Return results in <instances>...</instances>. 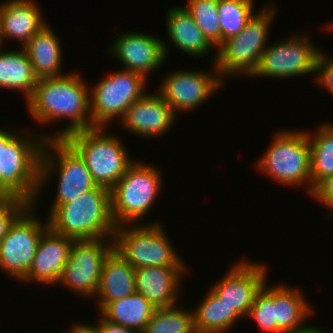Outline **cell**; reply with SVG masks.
Wrapping results in <instances>:
<instances>
[{
	"label": "cell",
	"instance_id": "6da1fadb",
	"mask_svg": "<svg viewBox=\"0 0 333 333\" xmlns=\"http://www.w3.org/2000/svg\"><path fill=\"white\" fill-rule=\"evenodd\" d=\"M80 73L60 77L39 78L31 97L26 101L30 116L40 124L67 119L65 128L47 134V139L65 138L68 134L92 128L90 86Z\"/></svg>",
	"mask_w": 333,
	"mask_h": 333
},
{
	"label": "cell",
	"instance_id": "7a4b0ae2",
	"mask_svg": "<svg viewBox=\"0 0 333 333\" xmlns=\"http://www.w3.org/2000/svg\"><path fill=\"white\" fill-rule=\"evenodd\" d=\"M47 220L52 231L73 240L113 238L117 227L111 213L110 189L100 185L59 205Z\"/></svg>",
	"mask_w": 333,
	"mask_h": 333
},
{
	"label": "cell",
	"instance_id": "3957f363",
	"mask_svg": "<svg viewBox=\"0 0 333 333\" xmlns=\"http://www.w3.org/2000/svg\"><path fill=\"white\" fill-rule=\"evenodd\" d=\"M17 132L8 142H0V192L9 198H21L34 204L38 197L41 153L47 134Z\"/></svg>",
	"mask_w": 333,
	"mask_h": 333
},
{
	"label": "cell",
	"instance_id": "277c9868",
	"mask_svg": "<svg viewBox=\"0 0 333 333\" xmlns=\"http://www.w3.org/2000/svg\"><path fill=\"white\" fill-rule=\"evenodd\" d=\"M277 6L266 3L256 11L245 28L236 36L224 41L213 55V62L220 78L225 83L234 76L251 77L257 69L262 53L268 46L271 24L277 16Z\"/></svg>",
	"mask_w": 333,
	"mask_h": 333
},
{
	"label": "cell",
	"instance_id": "5b68a950",
	"mask_svg": "<svg viewBox=\"0 0 333 333\" xmlns=\"http://www.w3.org/2000/svg\"><path fill=\"white\" fill-rule=\"evenodd\" d=\"M53 174H58L57 193L48 214L59 205L70 202L97 186L83 158L64 138H51L44 141L40 161L38 197L33 204L35 207L39 202L41 191L42 193L45 191V186L48 185Z\"/></svg>",
	"mask_w": 333,
	"mask_h": 333
},
{
	"label": "cell",
	"instance_id": "8992f818",
	"mask_svg": "<svg viewBox=\"0 0 333 333\" xmlns=\"http://www.w3.org/2000/svg\"><path fill=\"white\" fill-rule=\"evenodd\" d=\"M105 131H108L105 127H94L72 132L64 139L83 158L93 181L111 190L134 158L121 136Z\"/></svg>",
	"mask_w": 333,
	"mask_h": 333
},
{
	"label": "cell",
	"instance_id": "52a82bcc",
	"mask_svg": "<svg viewBox=\"0 0 333 333\" xmlns=\"http://www.w3.org/2000/svg\"><path fill=\"white\" fill-rule=\"evenodd\" d=\"M278 130L266 152L256 161L263 175L284 187L307 186L311 196L310 144L307 130Z\"/></svg>",
	"mask_w": 333,
	"mask_h": 333
},
{
	"label": "cell",
	"instance_id": "ba28073f",
	"mask_svg": "<svg viewBox=\"0 0 333 333\" xmlns=\"http://www.w3.org/2000/svg\"><path fill=\"white\" fill-rule=\"evenodd\" d=\"M162 172L156 165L134 160L110 190L111 213L116 226L141 224L162 189ZM140 221V222H139Z\"/></svg>",
	"mask_w": 333,
	"mask_h": 333
},
{
	"label": "cell",
	"instance_id": "9c48e42d",
	"mask_svg": "<svg viewBox=\"0 0 333 333\" xmlns=\"http://www.w3.org/2000/svg\"><path fill=\"white\" fill-rule=\"evenodd\" d=\"M166 234L159 222L120 225L115 229L114 249L135 269L186 266Z\"/></svg>",
	"mask_w": 333,
	"mask_h": 333
},
{
	"label": "cell",
	"instance_id": "30bf717a",
	"mask_svg": "<svg viewBox=\"0 0 333 333\" xmlns=\"http://www.w3.org/2000/svg\"><path fill=\"white\" fill-rule=\"evenodd\" d=\"M147 81L140 73L119 69L90 86L92 128L120 121L128 107L147 93Z\"/></svg>",
	"mask_w": 333,
	"mask_h": 333
},
{
	"label": "cell",
	"instance_id": "8fae6325",
	"mask_svg": "<svg viewBox=\"0 0 333 333\" xmlns=\"http://www.w3.org/2000/svg\"><path fill=\"white\" fill-rule=\"evenodd\" d=\"M35 209L30 204L0 241V269L20 282L27 276L41 235L48 228V220H39Z\"/></svg>",
	"mask_w": 333,
	"mask_h": 333
},
{
	"label": "cell",
	"instance_id": "7c38bea8",
	"mask_svg": "<svg viewBox=\"0 0 333 333\" xmlns=\"http://www.w3.org/2000/svg\"><path fill=\"white\" fill-rule=\"evenodd\" d=\"M309 35L293 33L267 46L252 78H294L315 74L320 48L308 38Z\"/></svg>",
	"mask_w": 333,
	"mask_h": 333
},
{
	"label": "cell",
	"instance_id": "4fadbf2b",
	"mask_svg": "<svg viewBox=\"0 0 333 333\" xmlns=\"http://www.w3.org/2000/svg\"><path fill=\"white\" fill-rule=\"evenodd\" d=\"M113 249V238L74 240L57 285L66 287L77 296L93 299L99 286L103 264Z\"/></svg>",
	"mask_w": 333,
	"mask_h": 333
},
{
	"label": "cell",
	"instance_id": "5bb4252c",
	"mask_svg": "<svg viewBox=\"0 0 333 333\" xmlns=\"http://www.w3.org/2000/svg\"><path fill=\"white\" fill-rule=\"evenodd\" d=\"M211 70H177L165 74L158 86V94L168 103L178 115L196 110L205 101L223 88L220 78L213 63Z\"/></svg>",
	"mask_w": 333,
	"mask_h": 333
},
{
	"label": "cell",
	"instance_id": "9a60e30c",
	"mask_svg": "<svg viewBox=\"0 0 333 333\" xmlns=\"http://www.w3.org/2000/svg\"><path fill=\"white\" fill-rule=\"evenodd\" d=\"M232 265L209 289L242 318H247L256 293L268 279V268L265 263L246 259Z\"/></svg>",
	"mask_w": 333,
	"mask_h": 333
},
{
	"label": "cell",
	"instance_id": "2e32d148",
	"mask_svg": "<svg viewBox=\"0 0 333 333\" xmlns=\"http://www.w3.org/2000/svg\"><path fill=\"white\" fill-rule=\"evenodd\" d=\"M108 49L109 54L124 65V70L140 73L146 78L163 66L169 54L163 38L132 30L116 35Z\"/></svg>",
	"mask_w": 333,
	"mask_h": 333
},
{
	"label": "cell",
	"instance_id": "e0dca14e",
	"mask_svg": "<svg viewBox=\"0 0 333 333\" xmlns=\"http://www.w3.org/2000/svg\"><path fill=\"white\" fill-rule=\"evenodd\" d=\"M177 114L156 92H147L132 103L118 122L131 135L143 138L164 136L175 124Z\"/></svg>",
	"mask_w": 333,
	"mask_h": 333
},
{
	"label": "cell",
	"instance_id": "ac0fdd59",
	"mask_svg": "<svg viewBox=\"0 0 333 333\" xmlns=\"http://www.w3.org/2000/svg\"><path fill=\"white\" fill-rule=\"evenodd\" d=\"M73 242V239L57 234L48 227L41 235L29 272L21 282L57 285Z\"/></svg>",
	"mask_w": 333,
	"mask_h": 333
},
{
	"label": "cell",
	"instance_id": "d6986e66",
	"mask_svg": "<svg viewBox=\"0 0 333 333\" xmlns=\"http://www.w3.org/2000/svg\"><path fill=\"white\" fill-rule=\"evenodd\" d=\"M186 269V266H146L136 268V292L143 295L156 308L177 305Z\"/></svg>",
	"mask_w": 333,
	"mask_h": 333
},
{
	"label": "cell",
	"instance_id": "ffe728a7",
	"mask_svg": "<svg viewBox=\"0 0 333 333\" xmlns=\"http://www.w3.org/2000/svg\"><path fill=\"white\" fill-rule=\"evenodd\" d=\"M35 0H6L0 3V46L5 39L23 47L48 21ZM10 38V39H9Z\"/></svg>",
	"mask_w": 333,
	"mask_h": 333
},
{
	"label": "cell",
	"instance_id": "44dd1931",
	"mask_svg": "<svg viewBox=\"0 0 333 333\" xmlns=\"http://www.w3.org/2000/svg\"><path fill=\"white\" fill-rule=\"evenodd\" d=\"M294 288V289H293ZM286 284L273 285V306L277 325L285 333H319V327L307 325L312 317V304L303 295L302 289Z\"/></svg>",
	"mask_w": 333,
	"mask_h": 333
},
{
	"label": "cell",
	"instance_id": "7402d4cb",
	"mask_svg": "<svg viewBox=\"0 0 333 333\" xmlns=\"http://www.w3.org/2000/svg\"><path fill=\"white\" fill-rule=\"evenodd\" d=\"M136 292L135 268L115 249L105 259L95 295L97 310L107 303L123 299Z\"/></svg>",
	"mask_w": 333,
	"mask_h": 333
},
{
	"label": "cell",
	"instance_id": "603a6c76",
	"mask_svg": "<svg viewBox=\"0 0 333 333\" xmlns=\"http://www.w3.org/2000/svg\"><path fill=\"white\" fill-rule=\"evenodd\" d=\"M165 15L170 43L172 42L177 50L193 58H203L206 53L215 49L195 24L185 6L171 7Z\"/></svg>",
	"mask_w": 333,
	"mask_h": 333
},
{
	"label": "cell",
	"instance_id": "cb8c5ba5",
	"mask_svg": "<svg viewBox=\"0 0 333 333\" xmlns=\"http://www.w3.org/2000/svg\"><path fill=\"white\" fill-rule=\"evenodd\" d=\"M60 42L59 36L47 23L23 46L38 79L65 75L62 72L63 52Z\"/></svg>",
	"mask_w": 333,
	"mask_h": 333
},
{
	"label": "cell",
	"instance_id": "d4e9b609",
	"mask_svg": "<svg viewBox=\"0 0 333 333\" xmlns=\"http://www.w3.org/2000/svg\"><path fill=\"white\" fill-rule=\"evenodd\" d=\"M2 49L3 46H0V89L21 92L27 101L38 81L29 56L23 47L8 51Z\"/></svg>",
	"mask_w": 333,
	"mask_h": 333
},
{
	"label": "cell",
	"instance_id": "484cf974",
	"mask_svg": "<svg viewBox=\"0 0 333 333\" xmlns=\"http://www.w3.org/2000/svg\"><path fill=\"white\" fill-rule=\"evenodd\" d=\"M156 309L143 295L135 292L123 299L107 303L98 314L114 324L142 333Z\"/></svg>",
	"mask_w": 333,
	"mask_h": 333
},
{
	"label": "cell",
	"instance_id": "4316f807",
	"mask_svg": "<svg viewBox=\"0 0 333 333\" xmlns=\"http://www.w3.org/2000/svg\"><path fill=\"white\" fill-rule=\"evenodd\" d=\"M196 333H228L242 317L226 303L222 302L211 290L193 309ZM234 325V326H233Z\"/></svg>",
	"mask_w": 333,
	"mask_h": 333
},
{
	"label": "cell",
	"instance_id": "83f0119b",
	"mask_svg": "<svg viewBox=\"0 0 333 333\" xmlns=\"http://www.w3.org/2000/svg\"><path fill=\"white\" fill-rule=\"evenodd\" d=\"M307 135L310 144L311 195L325 178L333 175V122L320 124Z\"/></svg>",
	"mask_w": 333,
	"mask_h": 333
},
{
	"label": "cell",
	"instance_id": "f1b7e54d",
	"mask_svg": "<svg viewBox=\"0 0 333 333\" xmlns=\"http://www.w3.org/2000/svg\"><path fill=\"white\" fill-rule=\"evenodd\" d=\"M189 308L178 305L157 308L142 333H196L193 310Z\"/></svg>",
	"mask_w": 333,
	"mask_h": 333
},
{
	"label": "cell",
	"instance_id": "f546056e",
	"mask_svg": "<svg viewBox=\"0 0 333 333\" xmlns=\"http://www.w3.org/2000/svg\"><path fill=\"white\" fill-rule=\"evenodd\" d=\"M254 0H219L218 16L221 25V44L238 35L256 13Z\"/></svg>",
	"mask_w": 333,
	"mask_h": 333
},
{
	"label": "cell",
	"instance_id": "4dcf8cb0",
	"mask_svg": "<svg viewBox=\"0 0 333 333\" xmlns=\"http://www.w3.org/2000/svg\"><path fill=\"white\" fill-rule=\"evenodd\" d=\"M186 10L207 40L215 47L221 45V25L218 16L219 0H187Z\"/></svg>",
	"mask_w": 333,
	"mask_h": 333
},
{
	"label": "cell",
	"instance_id": "1f68e13d",
	"mask_svg": "<svg viewBox=\"0 0 333 333\" xmlns=\"http://www.w3.org/2000/svg\"><path fill=\"white\" fill-rule=\"evenodd\" d=\"M268 280L256 293L251 306L248 319H252L264 333H285L275 320L273 306V286H269Z\"/></svg>",
	"mask_w": 333,
	"mask_h": 333
},
{
	"label": "cell",
	"instance_id": "d6a6232c",
	"mask_svg": "<svg viewBox=\"0 0 333 333\" xmlns=\"http://www.w3.org/2000/svg\"><path fill=\"white\" fill-rule=\"evenodd\" d=\"M30 205L21 198H9L0 207V241L7 234L15 219Z\"/></svg>",
	"mask_w": 333,
	"mask_h": 333
},
{
	"label": "cell",
	"instance_id": "836d02e7",
	"mask_svg": "<svg viewBox=\"0 0 333 333\" xmlns=\"http://www.w3.org/2000/svg\"><path fill=\"white\" fill-rule=\"evenodd\" d=\"M320 50L317 60L315 75L316 83L322 86L333 96V56Z\"/></svg>",
	"mask_w": 333,
	"mask_h": 333
},
{
	"label": "cell",
	"instance_id": "e575fe53",
	"mask_svg": "<svg viewBox=\"0 0 333 333\" xmlns=\"http://www.w3.org/2000/svg\"><path fill=\"white\" fill-rule=\"evenodd\" d=\"M311 198L323 204L329 212L328 219L333 218V175L322 180L313 190Z\"/></svg>",
	"mask_w": 333,
	"mask_h": 333
},
{
	"label": "cell",
	"instance_id": "d590c367",
	"mask_svg": "<svg viewBox=\"0 0 333 333\" xmlns=\"http://www.w3.org/2000/svg\"><path fill=\"white\" fill-rule=\"evenodd\" d=\"M98 317L99 319L96 321L98 326V333H141L135 329H130L118 324H114L104 319L100 314Z\"/></svg>",
	"mask_w": 333,
	"mask_h": 333
},
{
	"label": "cell",
	"instance_id": "8d00e7d4",
	"mask_svg": "<svg viewBox=\"0 0 333 333\" xmlns=\"http://www.w3.org/2000/svg\"><path fill=\"white\" fill-rule=\"evenodd\" d=\"M62 333H98V326L97 324H89V323H82L79 321L77 324H73L69 327L68 331Z\"/></svg>",
	"mask_w": 333,
	"mask_h": 333
},
{
	"label": "cell",
	"instance_id": "74e56055",
	"mask_svg": "<svg viewBox=\"0 0 333 333\" xmlns=\"http://www.w3.org/2000/svg\"><path fill=\"white\" fill-rule=\"evenodd\" d=\"M17 132L0 128V142H8Z\"/></svg>",
	"mask_w": 333,
	"mask_h": 333
},
{
	"label": "cell",
	"instance_id": "f35d334b",
	"mask_svg": "<svg viewBox=\"0 0 333 333\" xmlns=\"http://www.w3.org/2000/svg\"><path fill=\"white\" fill-rule=\"evenodd\" d=\"M9 199V197L0 192V207Z\"/></svg>",
	"mask_w": 333,
	"mask_h": 333
},
{
	"label": "cell",
	"instance_id": "ab89813d",
	"mask_svg": "<svg viewBox=\"0 0 333 333\" xmlns=\"http://www.w3.org/2000/svg\"><path fill=\"white\" fill-rule=\"evenodd\" d=\"M325 27V29L324 30H327V31H331V33L333 32V21H331V22H329V23H327V24H325L324 25Z\"/></svg>",
	"mask_w": 333,
	"mask_h": 333
},
{
	"label": "cell",
	"instance_id": "60d3db41",
	"mask_svg": "<svg viewBox=\"0 0 333 333\" xmlns=\"http://www.w3.org/2000/svg\"><path fill=\"white\" fill-rule=\"evenodd\" d=\"M319 333H328V332H326V329H322V327H319Z\"/></svg>",
	"mask_w": 333,
	"mask_h": 333
}]
</instances>
